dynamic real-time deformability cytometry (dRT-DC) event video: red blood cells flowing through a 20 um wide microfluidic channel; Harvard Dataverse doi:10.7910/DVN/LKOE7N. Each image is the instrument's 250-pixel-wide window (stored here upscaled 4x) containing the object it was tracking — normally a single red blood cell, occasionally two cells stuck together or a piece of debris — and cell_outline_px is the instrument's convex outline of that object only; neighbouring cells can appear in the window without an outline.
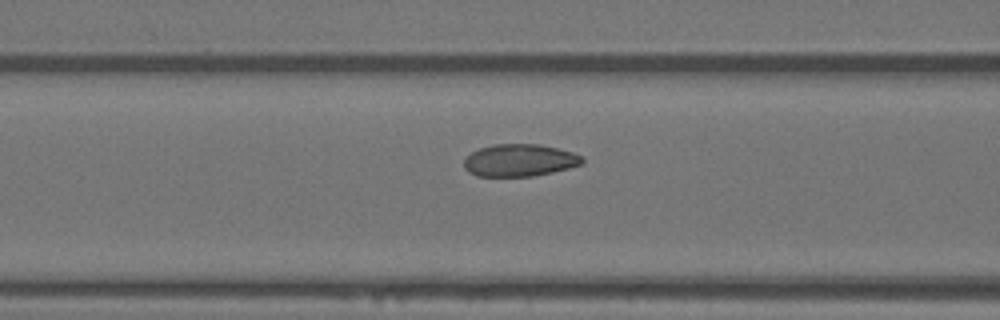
{"species": "Egyptian fruit bat (a non-hibernating species)", "species_latin": "Rousettus aegyptiacus", "temperature_condition": "warm", "stored_images_in_passage": 6, "camera_frame_rate_fps": 3000, "um_per_image_px": 0.085, "animal": {"sex": "female"}, "frame": {"image": 1, "passage_image": 6, "time_ms": 1.667, "image_size_px": [1000, 320], "cell_outline_px": [[584, 164], [552, 172], [532, 176], [476, 176], [468, 172], [464, 168], [464, 160], [472, 152], [480, 148], [492, 144], [540, 144], [572, 152], [584, 156]], "centroid_in_image_um": [44.18, 13.62], "position_along_channel_um": 122.4, "area_um2": 22.31}}